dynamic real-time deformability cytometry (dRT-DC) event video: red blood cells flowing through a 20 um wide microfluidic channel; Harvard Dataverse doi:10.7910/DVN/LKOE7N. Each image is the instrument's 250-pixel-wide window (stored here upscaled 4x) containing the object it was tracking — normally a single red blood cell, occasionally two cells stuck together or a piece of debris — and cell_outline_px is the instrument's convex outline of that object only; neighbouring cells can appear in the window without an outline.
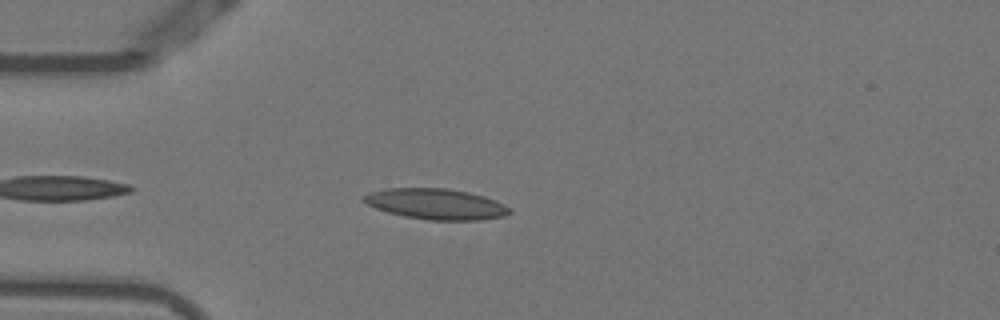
{"species": "Egyptian fruit bat (a non-hibernating species)", "species_latin": "Rousettus aegyptiacus", "temperature_condition": "warm", "stored_images_in_passage": 15, "camera_frame_rate_fps": 3000, "um_per_image_px": 0.085, "animal": {"sex": "female"}, "frame": {"image": 1, "passage_image": 5, "time_ms": 1.333, "image_size_px": [1000, 320], "cell_outline_px": [[512, 212], [504, 216], [480, 220], [428, 220], [404, 216], [388, 212], [376, 208], [360, 200], [368, 192], [388, 188], [448, 188], [468, 192], [484, 196], [496, 200], [504, 204]], "centroid_in_image_um": [37.05, 17.34], "position_along_channel_um": 47.9, "area_um2": 26.13}}
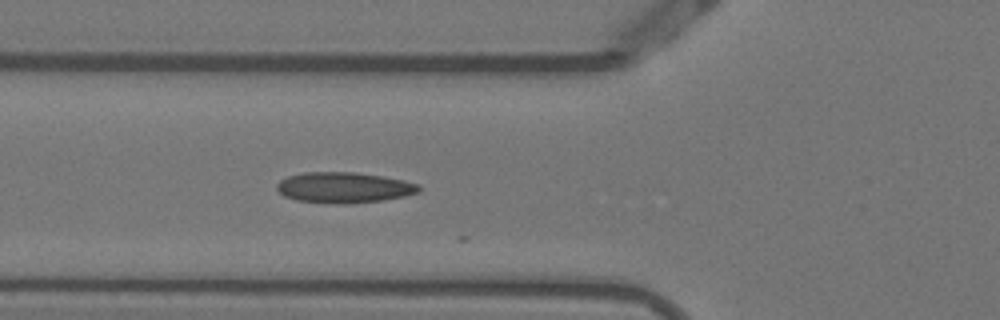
{"frame": {"image": 2, "passage_image": 10, "time_ms": 3.0, "image_size_px": [1000, 320], "cell_outline_px": [[420, 192], [404, 196], [384, 200], [348, 204], [344, 204], [296, 200], [284, 196], [276, 188], [276, 184], [280, 180], [288, 176], [304, 172], [356, 172], [404, 180], [420, 184]], "centroid_in_image_um": [29.25, 15.94], "position_along_channel_um": 96.6, "area_um2": 25.43}}
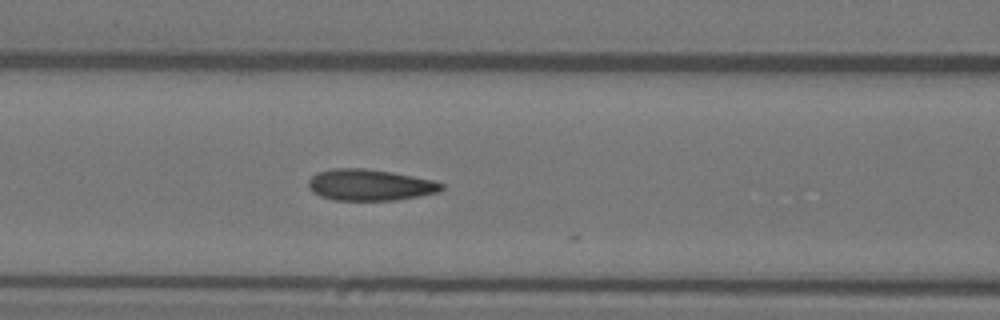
{"frame": {"image": 3, "passage_image": 13, "time_ms": 4.0, "image_size_px": [1000, 320], "cell_outline_px": [[444, 188], [440, 192], [396, 200], [332, 200], [320, 196], [312, 192], [308, 184], [308, 180], [316, 172], [332, 168], [364, 168], [392, 172], [432, 180], [444, 184]], "centroid_in_image_um": [31.42, 15.72], "position_along_channel_um": 135.2, "area_um2": 24.39}}